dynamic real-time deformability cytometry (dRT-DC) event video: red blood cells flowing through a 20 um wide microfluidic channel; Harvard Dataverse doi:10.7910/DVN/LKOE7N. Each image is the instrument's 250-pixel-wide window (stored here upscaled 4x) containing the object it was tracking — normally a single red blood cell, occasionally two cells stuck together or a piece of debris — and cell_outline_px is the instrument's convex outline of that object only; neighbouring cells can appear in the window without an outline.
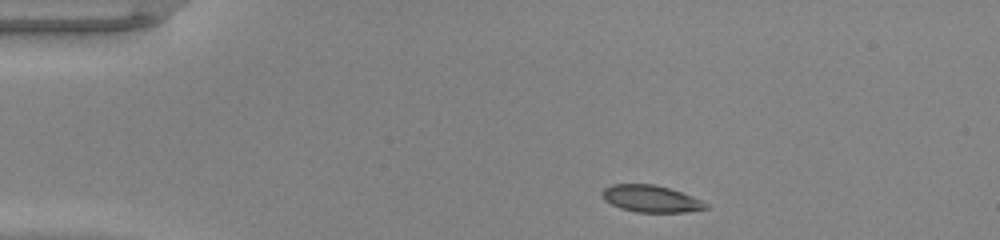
{"species": "common noctule bat (a hibernating species)", "species_latin": "Nyctalus noctula", "temperature_condition": "warm", "stored_images_in_passage": 40, "camera_frame_rate_fps": 3000, "um_per_image_px": 0.085, "animal": {"sex": "male", "body_mass_g": 20.0, "forearm_length_mm": 53.3}, "frame": {"image": 1, "passage_image": 1, "time_ms": 0.0, "image_size_px": [1000, 240], "cell_outline_px": [[708, 208], [684, 212], [636, 212], [620, 208], [604, 200], [600, 192], [604, 188], [612, 184], [656, 184], [692, 196], [708, 204]], "centroid_in_image_um": [55.29, 16.89], "position_along_channel_um": 29.7, "area_um2": 16.18}}
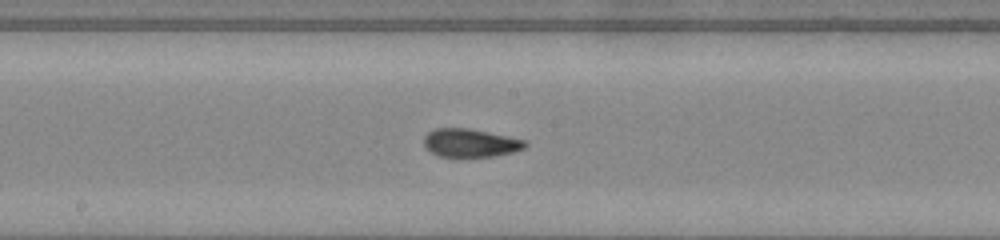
{"frame": {"image": 2, "passage_image": 18, "time_ms": 5.667, "image_size_px": [1000, 240], "cell_outline_px": [[528, 144], [524, 148], [512, 152], [492, 156], [440, 156], [432, 152], [424, 144], [424, 136], [428, 132], [436, 128], [468, 128], [528, 140]], "centroid_in_image_um": [40.01, 12.13], "position_along_channel_um": 208.2, "area_um2": 16.47}}
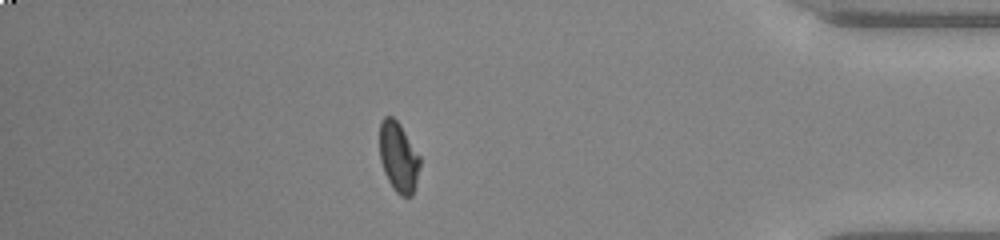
{"frame": {"image": 3, "passage_image": 34, "time_ms": 11.0, "image_size_px": [1000, 240], "cell_outline_px": [[420, 164], [416, 184], [412, 196], [400, 196], [392, 188], [384, 172], [380, 160], [380, 120], [384, 116], [392, 116], [400, 124], [420, 156]], "centroid_in_image_um": [33.87, 13.36], "position_along_channel_um": 401.3, "area_um2": 16.53}, "authors_computed_cell_mechanics": {"area_um2": 16.5597, "velocity_mm_per_s": 4.314, "shape_relaxation_time_tau1_ms": 6.054, "shape_relaxation_time_tau2_ms": 0.8469, "deformation_change_tau1": 0.203, "deformation_change_tau2": 0.0698}}